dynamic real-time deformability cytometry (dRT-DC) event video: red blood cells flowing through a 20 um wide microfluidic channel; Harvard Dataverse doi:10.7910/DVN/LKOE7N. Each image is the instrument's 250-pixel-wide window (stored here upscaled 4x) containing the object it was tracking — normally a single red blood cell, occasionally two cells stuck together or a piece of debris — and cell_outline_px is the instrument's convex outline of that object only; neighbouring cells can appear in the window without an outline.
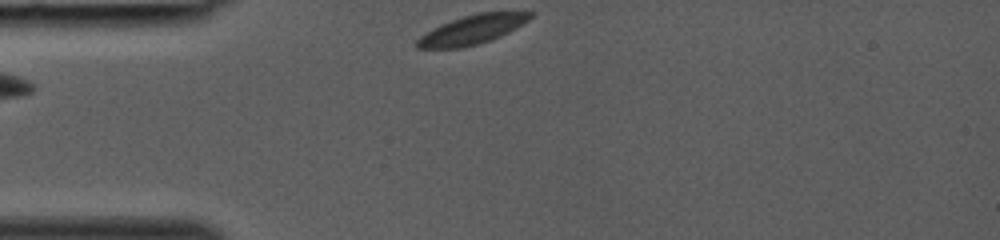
{"species": "common noctule bat (a hibernating species)", "species_latin": "Nyctalus noctula", "temperature_condition": "room temperature", "stored_images_in_passage": 26, "camera_frame_rate_fps": 3000, "um_per_image_px": 0.085, "animal": {"sex": "female", "body_mass_g": 19.0, "forearm_length_mm": 53.3}, "frame": {"image": 1, "passage_image": 1, "time_ms": 0.0, "image_size_px": [1000, 240], "cell_outline_px": [[532, 16], [528, 20], [516, 28], [492, 40], [464, 48], [416, 48], [416, 40], [420, 36], [440, 24], [476, 12], [532, 12]], "centroid_in_image_um": [40.11, 2.53], "position_along_channel_um": 44.9, "area_um2": 19.07}}
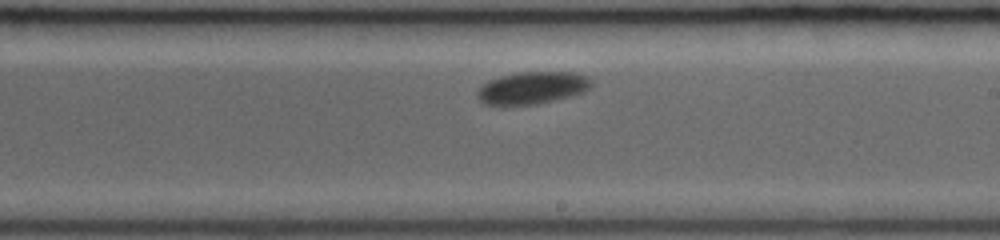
{"frame": {"image": 2, "passage_image": 15, "time_ms": 4.667, "image_size_px": [1000, 240], "cell_outline_px": [[592, 84], [584, 92], [536, 104], [484, 104], [476, 96], [476, 92], [488, 80], [500, 76], [516, 72], [572, 72], [588, 76], [592, 80]], "centroid_in_image_um": [45.24, 7.44], "position_along_channel_um": 243.8, "area_um2": 21.21}}
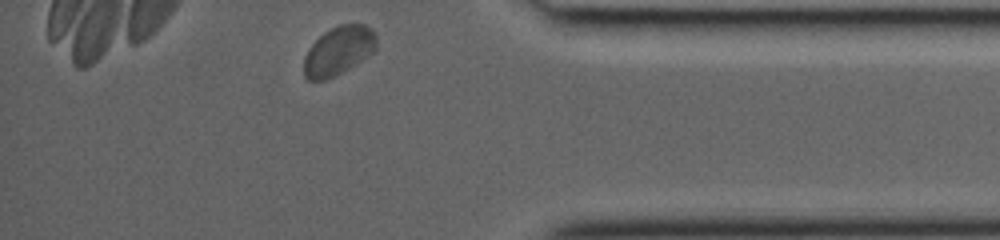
{"frame": {"image": 3, "passage_image": 26, "time_ms": 8.333, "image_size_px": [1000, 240], "cell_outline_px": [[376, 48], [368, 56], [348, 68], [324, 80], [308, 80], [304, 76], [304, 56], [308, 48], [324, 32], [340, 24], [364, 24], [372, 28], [376, 32]], "centroid_in_image_um": [28.78, 4.29], "position_along_channel_um": 406.4, "area_um2": 20.4}}